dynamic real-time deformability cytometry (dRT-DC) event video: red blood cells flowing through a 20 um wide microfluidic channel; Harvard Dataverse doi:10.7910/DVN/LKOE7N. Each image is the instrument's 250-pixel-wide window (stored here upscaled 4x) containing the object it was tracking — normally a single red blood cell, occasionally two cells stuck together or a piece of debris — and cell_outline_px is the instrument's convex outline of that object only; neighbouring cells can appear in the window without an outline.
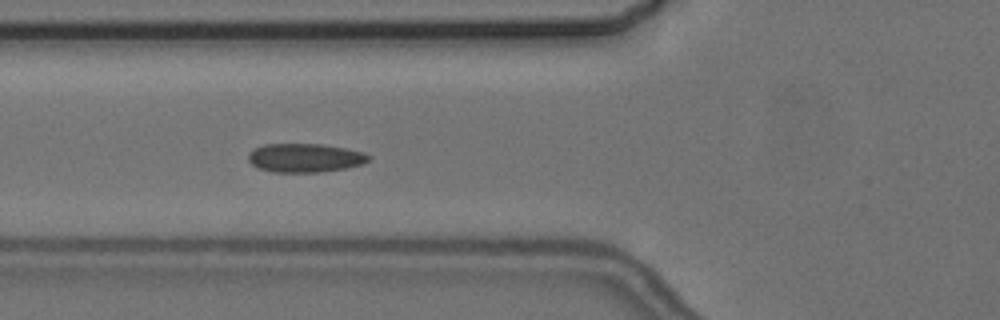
{"species": "common noctule bat (a hibernating species)", "species_latin": "Nyctalus noctula", "temperature_condition": "cold", "stored_images_in_passage": 5, "camera_frame_rate_fps": 3000, "um_per_image_px": 0.085, "animal": {"sex": "female", "body_mass_g": 24.6, "forearm_length_mm": 56.2}, "frame": {"image": 1, "passage_image": 5, "time_ms": 5.667, "image_size_px": [1000, 320], "cell_outline_px": [[372, 160], [364, 164], [348, 168], [320, 172], [272, 172], [256, 168], [248, 160], [248, 152], [264, 144], [324, 144], [364, 152], [372, 156]], "centroid_in_image_um": [25.96, 13.42], "position_along_channel_um": 99.8, "area_um2": 20.52}}